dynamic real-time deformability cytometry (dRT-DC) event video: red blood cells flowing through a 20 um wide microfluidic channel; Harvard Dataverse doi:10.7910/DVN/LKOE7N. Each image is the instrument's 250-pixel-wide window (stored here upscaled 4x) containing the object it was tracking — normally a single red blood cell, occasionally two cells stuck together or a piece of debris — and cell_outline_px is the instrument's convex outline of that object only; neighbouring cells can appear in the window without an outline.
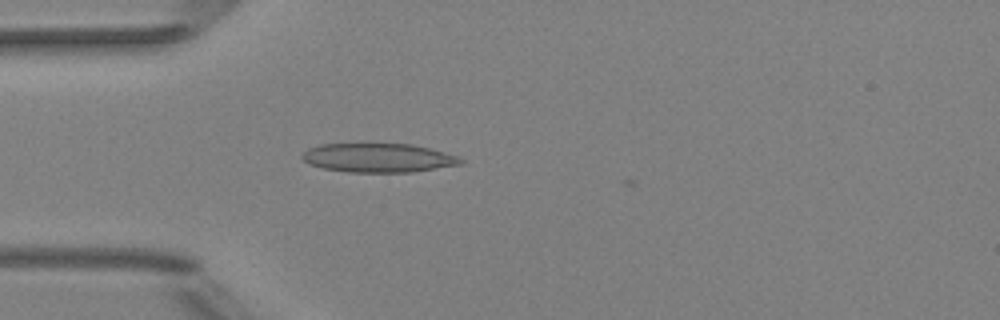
{"species": "Egyptian fruit bat (a non-hibernating species)", "species_latin": "Rousettus aegyptiacus", "temperature_condition": "room temperature", "stored_images_in_passage": 38, "camera_frame_rate_fps": 3000, "um_per_image_px": 0.085, "animal": {"sex": "female"}, "frame": {"image": 1, "passage_image": 2, "time_ms": 0.333, "image_size_px": [1000, 320], "cell_outline_px": [[464, 164], [412, 172], [348, 172], [324, 168], [308, 164], [300, 156], [308, 148], [320, 144], [412, 144], [460, 156], [464, 160]], "centroid_in_image_um": [32.18, 13.42], "position_along_channel_um": 52.8, "area_um2": 26.82}}
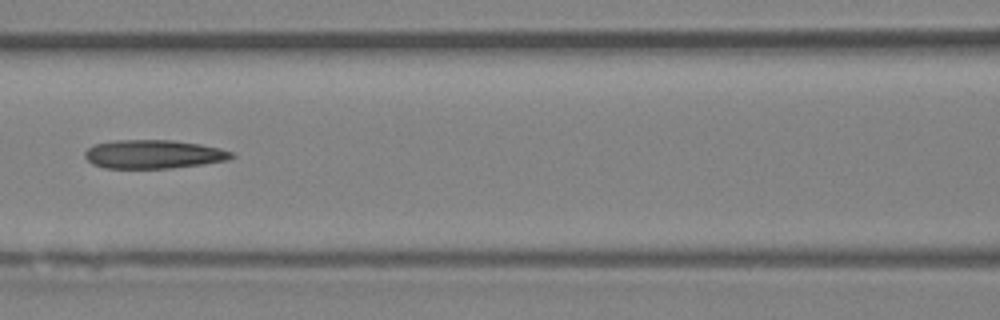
{"frame": {"image": 2, "passage_image": 10, "time_ms": 3.0, "image_size_px": [1000, 320], "cell_outline_px": [[236, 156], [228, 160], [204, 164], [172, 168], [104, 168], [92, 164], [84, 156], [84, 152], [88, 148], [96, 144], [112, 140], [172, 140], [200, 144], [220, 148], [232, 152]], "centroid_in_image_um": [13.06, 13.11], "position_along_channel_um": 153.5, "area_um2": 24.62}}
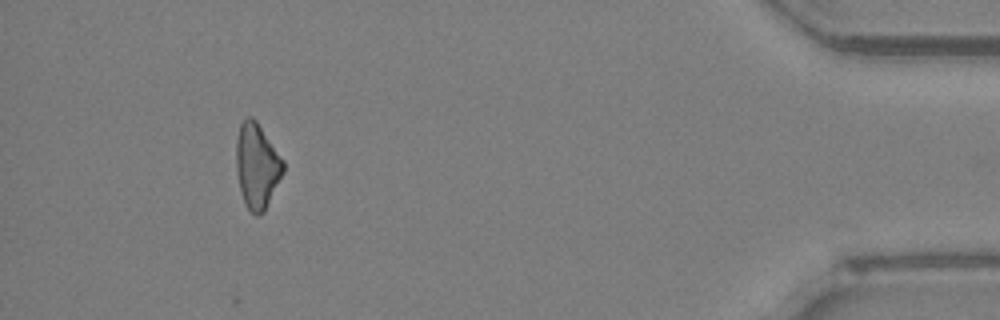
{"frame": {"image": 3, "passage_image": 34, "time_ms": 11.0, "image_size_px": [1000, 320], "cell_outline_px": [[284, 172], [264, 212], [256, 216], [244, 204], [240, 192], [236, 168], [236, 140], [240, 124], [248, 116], [252, 116], [256, 120], [284, 160]], "centroid_in_image_um": [21.84, 14.1], "position_along_channel_um": 413.4, "area_um2": 23.41}}